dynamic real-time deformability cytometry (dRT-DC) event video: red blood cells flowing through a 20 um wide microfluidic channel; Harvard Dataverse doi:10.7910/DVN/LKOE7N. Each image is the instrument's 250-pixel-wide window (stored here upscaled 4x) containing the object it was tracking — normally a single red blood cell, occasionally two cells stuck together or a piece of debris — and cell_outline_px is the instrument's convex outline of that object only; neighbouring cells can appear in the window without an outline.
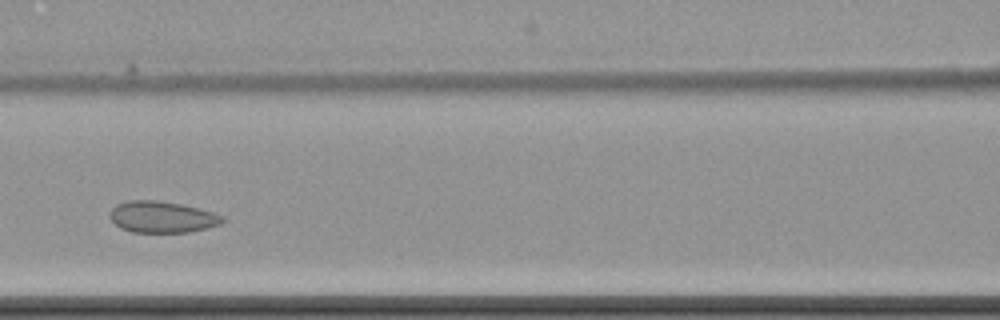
{"species": "common noctule bat (a hibernating species)", "species_latin": "Nyctalus noctula", "temperature_condition": "cold", "stored_images_in_passage": 10, "segment_of_instrument_passage": [1, 2], "camera_frame_rate_fps": 3000, "um_per_image_px": 0.085, "animal": {"sex": "female", "body_mass_g": 22.7, "forearm_length_mm": 54.2}, "frame": {"image": 1, "passage_image": 6, "time_ms": 6.0, "image_size_px": [1000, 320], "cell_outline_px": [[224, 220], [220, 224], [208, 228], [188, 232], [132, 232], [120, 228], [108, 216], [112, 208], [116, 204], [128, 200], [152, 200], [180, 204], [212, 212], [224, 216]], "centroid_in_image_um": [13.75, 18.45], "position_along_channel_um": 152.9, "area_um2": 20.52}}
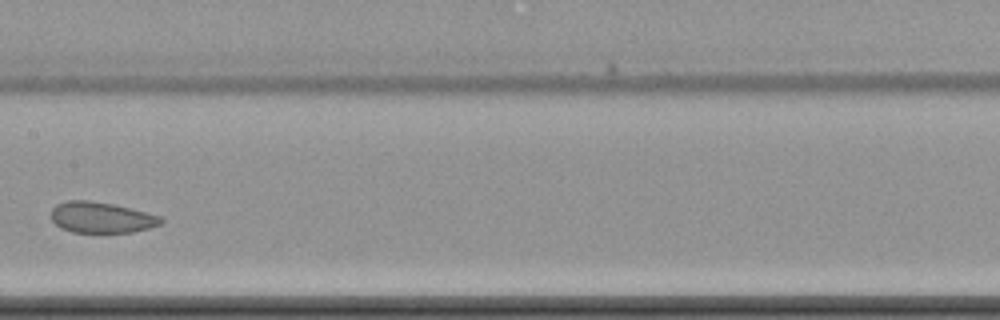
{"frame": {"image": 2, "passage_image": 7, "time_ms": 7.333, "image_size_px": [1000, 320], "cell_outline_px": [[164, 220], [160, 224], [148, 228], [132, 232], [72, 232], [60, 228], [52, 220], [52, 208], [56, 204], [68, 200], [88, 200], [112, 204], [160, 216]], "centroid_in_image_um": [8.58, 18.48], "position_along_channel_um": 198.8, "area_um2": 19.54}}
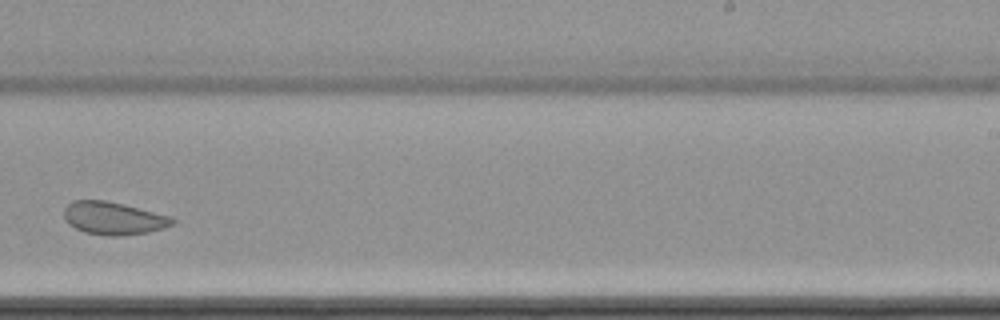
{"frame": {"image": 3, "passage_image": 9, "time_ms": 9.667, "image_size_px": [1000, 320], "cell_outline_px": [[176, 220], [172, 224], [164, 228], [148, 232], [120, 236], [108, 236], [84, 232], [68, 224], [64, 220], [64, 208], [72, 200], [108, 200], [124, 204], [168, 216]], "centroid_in_image_um": [9.59, 18.55], "position_along_channel_um": 279.4, "area_um2": 20.69}}